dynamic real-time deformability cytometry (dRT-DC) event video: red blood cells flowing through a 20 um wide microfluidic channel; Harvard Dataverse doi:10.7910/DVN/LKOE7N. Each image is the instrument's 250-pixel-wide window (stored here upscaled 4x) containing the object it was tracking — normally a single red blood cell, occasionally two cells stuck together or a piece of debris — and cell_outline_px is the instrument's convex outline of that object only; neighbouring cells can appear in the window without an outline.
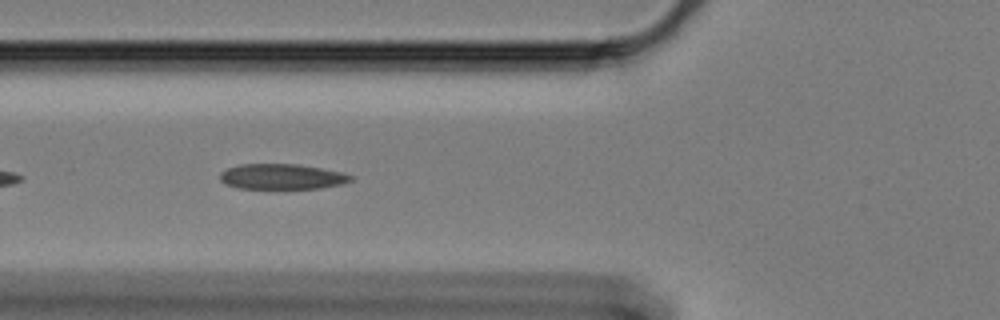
{"species": "Egyptian fruit bat (a non-hibernating species)", "species_latin": "Rousettus aegyptiacus", "temperature_condition": "cold", "stored_images_in_passage": 13, "camera_frame_rate_fps": 3000, "um_per_image_px": 0.085, "animal": {"sex": "female"}, "frame": {"image": 1, "passage_image": 6, "time_ms": 1.667, "image_size_px": [1000, 320], "cell_outline_px": [[352, 180], [340, 184], [320, 188], [240, 188], [228, 184], [220, 180], [220, 172], [228, 168], [240, 164], [300, 164], [344, 172], [352, 176]], "centroid_in_image_um": [23.98, 15.0], "position_along_channel_um": 101.8, "area_um2": 19.19}}
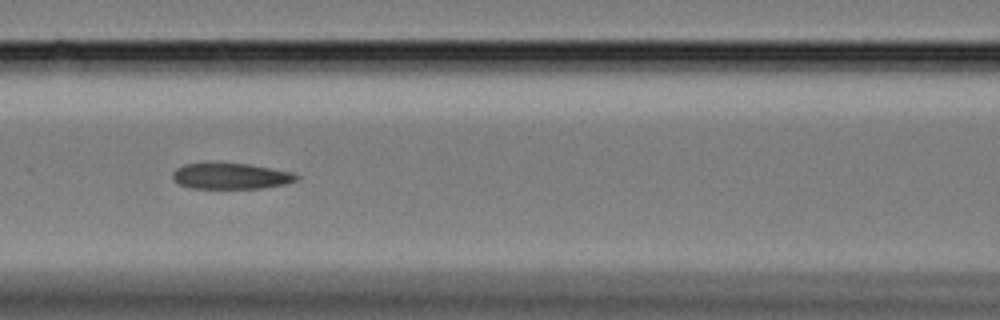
{"frame": {"image": 2, "passage_image": 10, "time_ms": 3.0, "image_size_px": [1000, 320], "cell_outline_px": [[300, 176], [296, 180], [284, 184], [260, 188], [192, 188], [180, 184], [172, 176], [172, 172], [176, 168], [184, 164], [248, 164], [292, 172]], "centroid_in_image_um": [19.63, 14.97], "position_along_channel_um": 147.0, "area_um2": 18.26}}